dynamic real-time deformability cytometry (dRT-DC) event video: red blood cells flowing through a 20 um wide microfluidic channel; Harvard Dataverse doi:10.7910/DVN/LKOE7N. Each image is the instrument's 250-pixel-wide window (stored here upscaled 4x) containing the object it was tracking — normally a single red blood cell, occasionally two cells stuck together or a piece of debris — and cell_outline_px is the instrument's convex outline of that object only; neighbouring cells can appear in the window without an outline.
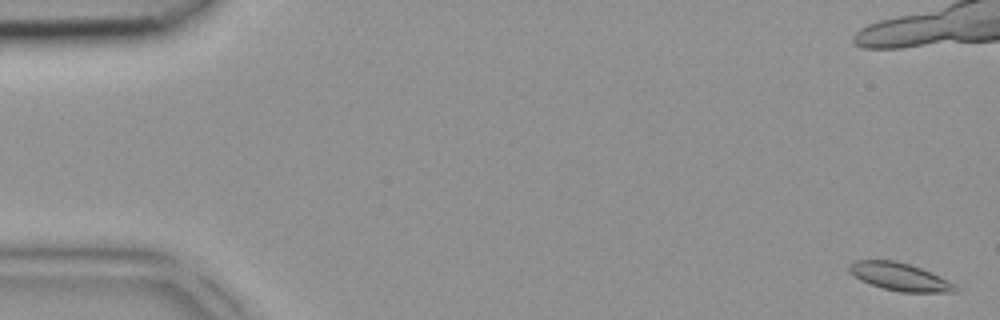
{"species": "common noctule bat (a hibernating species)", "species_latin": "Nyctalus noctula", "temperature_condition": "room temperature", "stored_images_in_passage": 7, "camera_frame_rate_fps": 3000, "um_per_image_px": 0.085, "animal": {"sex": "female", "body_mass_g": 18.4}, "frame": {"image": 1, "passage_image": 1, "time_ms": 0.0, "image_size_px": [1000, 320], "cell_outline_px": [[960, 292], [900, 292], [884, 288], [860, 280], [848, 272], [848, 264], [856, 260], [896, 260], [920, 268], [940, 276], [956, 284], [960, 288]], "centroid_in_image_um": [76.5, 23.53], "position_along_channel_um": 8.5, "area_um2": 17.28}}